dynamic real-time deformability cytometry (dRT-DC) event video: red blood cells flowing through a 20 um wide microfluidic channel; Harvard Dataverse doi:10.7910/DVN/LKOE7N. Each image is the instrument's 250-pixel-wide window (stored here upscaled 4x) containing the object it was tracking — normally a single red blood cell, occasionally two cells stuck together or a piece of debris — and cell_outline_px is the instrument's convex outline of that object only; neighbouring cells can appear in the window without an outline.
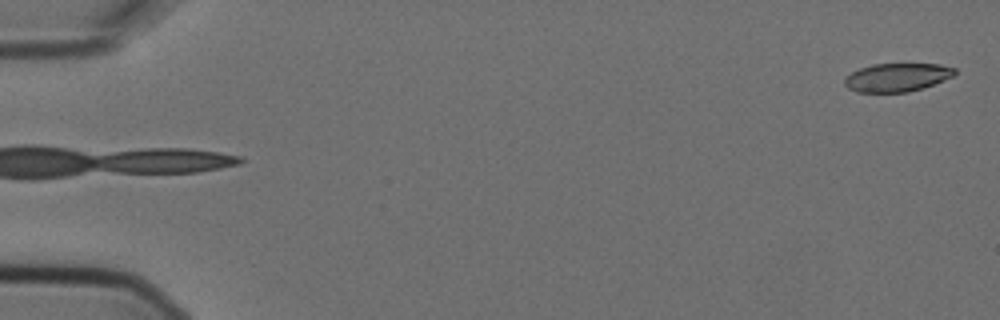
{"species": "Egyptian fruit bat (a non-hibernating species)", "species_latin": "Rousettus aegyptiacus", "temperature_condition": "cold", "stored_images_in_passage": 4, "segment_of_instrument_passage": [2, 2], "camera_frame_rate_fps": 3000, "um_per_image_px": 0.085, "animal": {"sex": "female"}, "frame": {"image": 1, "passage_image": 4, "time_ms": 1.0, "image_size_px": [1000, 320], "cell_outline_px": [[956, 72], [952, 76], [944, 80], [908, 92], [856, 92], [848, 88], [844, 84], [844, 80], [852, 72], [860, 68], [872, 64], [940, 64], [956, 68]], "centroid_in_image_um": [76.24, 6.57], "position_along_channel_um": 8.8, "area_um2": 18.03}}